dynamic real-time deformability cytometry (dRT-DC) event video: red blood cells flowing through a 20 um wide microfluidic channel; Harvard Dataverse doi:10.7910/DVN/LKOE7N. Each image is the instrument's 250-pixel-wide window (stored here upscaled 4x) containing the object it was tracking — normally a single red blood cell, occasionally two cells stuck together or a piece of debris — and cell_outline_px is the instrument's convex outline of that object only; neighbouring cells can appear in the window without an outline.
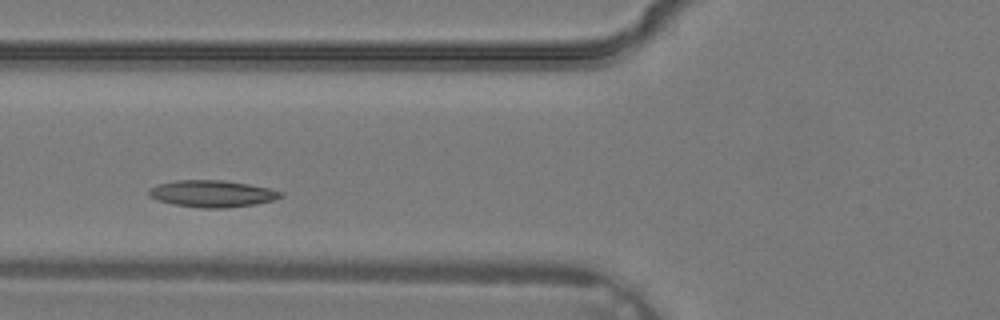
{"species": "common noctule bat (a hibernating species)", "species_latin": "Nyctalus noctula", "temperature_condition": "warm", "stored_images_in_passage": 2, "camera_frame_rate_fps": 3000, "um_per_image_px": 0.085, "animal": {"sex": "male", "body_mass_g": 19.2, "forearm_length_mm": 51.8}, "frame": {"image": 1, "passage_image": 2, "time_ms": 0.333, "image_size_px": [1000, 320], "cell_outline_px": [[284, 196], [276, 200], [256, 204], [224, 208], [200, 208], [172, 204], [156, 200], [148, 196], [148, 192], [156, 184], [176, 180], [220, 180], [248, 184], [268, 188], [284, 192]], "centroid_in_image_um": [18.04, 16.47], "position_along_channel_um": 107.8, "area_um2": 20.75}}